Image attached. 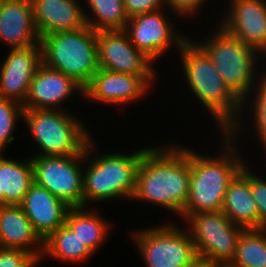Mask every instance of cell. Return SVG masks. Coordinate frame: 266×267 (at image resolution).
<instances>
[{
	"instance_id": "cell-1",
	"label": "cell",
	"mask_w": 266,
	"mask_h": 267,
	"mask_svg": "<svg viewBox=\"0 0 266 267\" xmlns=\"http://www.w3.org/2000/svg\"><path fill=\"white\" fill-rule=\"evenodd\" d=\"M190 175V148L170 143L148 147L137 170L132 200L149 202L183 217Z\"/></svg>"
},
{
	"instance_id": "cell-2",
	"label": "cell",
	"mask_w": 266,
	"mask_h": 267,
	"mask_svg": "<svg viewBox=\"0 0 266 267\" xmlns=\"http://www.w3.org/2000/svg\"><path fill=\"white\" fill-rule=\"evenodd\" d=\"M178 52L188 88L213 116L220 135L237 136L242 130L243 102L225 84L210 57L194 40L188 38Z\"/></svg>"
},
{
	"instance_id": "cell-3",
	"label": "cell",
	"mask_w": 266,
	"mask_h": 267,
	"mask_svg": "<svg viewBox=\"0 0 266 267\" xmlns=\"http://www.w3.org/2000/svg\"><path fill=\"white\" fill-rule=\"evenodd\" d=\"M221 136L223 151L217 156L203 155L190 149L191 175L184 220L190 214L220 211L227 187L246 165L241 154H238L236 137L228 133Z\"/></svg>"
},
{
	"instance_id": "cell-4",
	"label": "cell",
	"mask_w": 266,
	"mask_h": 267,
	"mask_svg": "<svg viewBox=\"0 0 266 267\" xmlns=\"http://www.w3.org/2000/svg\"><path fill=\"white\" fill-rule=\"evenodd\" d=\"M94 141L91 138L85 147L84 165L87 162V168L83 169L84 206L88 207L90 202H109L120 197L132 201L137 170L147 148H140L132 154L110 152L94 156Z\"/></svg>"
},
{
	"instance_id": "cell-5",
	"label": "cell",
	"mask_w": 266,
	"mask_h": 267,
	"mask_svg": "<svg viewBox=\"0 0 266 267\" xmlns=\"http://www.w3.org/2000/svg\"><path fill=\"white\" fill-rule=\"evenodd\" d=\"M217 27L212 36L209 35L204 42H195L210 57L225 84L243 102L244 112L246 109L249 110L245 108L249 105L247 99L258 83V77L266 73V70H263V74L257 75L256 63L259 64L257 61L262 56H258L259 52L256 49L227 32L222 26Z\"/></svg>"
},
{
	"instance_id": "cell-6",
	"label": "cell",
	"mask_w": 266,
	"mask_h": 267,
	"mask_svg": "<svg viewBox=\"0 0 266 267\" xmlns=\"http://www.w3.org/2000/svg\"><path fill=\"white\" fill-rule=\"evenodd\" d=\"M40 45L42 63L73 78L83 88L100 69L97 32L88 26L49 33L40 38Z\"/></svg>"
},
{
	"instance_id": "cell-7",
	"label": "cell",
	"mask_w": 266,
	"mask_h": 267,
	"mask_svg": "<svg viewBox=\"0 0 266 267\" xmlns=\"http://www.w3.org/2000/svg\"><path fill=\"white\" fill-rule=\"evenodd\" d=\"M41 149L32 156H67L81 154L93 137L88 125L69 111L58 109H23V119ZM40 152V153H39Z\"/></svg>"
},
{
	"instance_id": "cell-8",
	"label": "cell",
	"mask_w": 266,
	"mask_h": 267,
	"mask_svg": "<svg viewBox=\"0 0 266 267\" xmlns=\"http://www.w3.org/2000/svg\"><path fill=\"white\" fill-rule=\"evenodd\" d=\"M136 231L132 233V240L146 267H184L198 256L189 231L176 224L166 223Z\"/></svg>"
},
{
	"instance_id": "cell-9",
	"label": "cell",
	"mask_w": 266,
	"mask_h": 267,
	"mask_svg": "<svg viewBox=\"0 0 266 267\" xmlns=\"http://www.w3.org/2000/svg\"><path fill=\"white\" fill-rule=\"evenodd\" d=\"M184 221L189 222L188 231L198 256L216 265L232 261L243 227L230 221L222 210L190 214Z\"/></svg>"
},
{
	"instance_id": "cell-10",
	"label": "cell",
	"mask_w": 266,
	"mask_h": 267,
	"mask_svg": "<svg viewBox=\"0 0 266 267\" xmlns=\"http://www.w3.org/2000/svg\"><path fill=\"white\" fill-rule=\"evenodd\" d=\"M34 182L48 189L70 207L84 206L83 167L85 150L67 156H31ZM81 164V165H80Z\"/></svg>"
},
{
	"instance_id": "cell-11",
	"label": "cell",
	"mask_w": 266,
	"mask_h": 267,
	"mask_svg": "<svg viewBox=\"0 0 266 267\" xmlns=\"http://www.w3.org/2000/svg\"><path fill=\"white\" fill-rule=\"evenodd\" d=\"M164 11L160 9L133 16L127 21L124 30L131 43L153 62L173 46L179 50L188 39L176 31Z\"/></svg>"
},
{
	"instance_id": "cell-12",
	"label": "cell",
	"mask_w": 266,
	"mask_h": 267,
	"mask_svg": "<svg viewBox=\"0 0 266 267\" xmlns=\"http://www.w3.org/2000/svg\"><path fill=\"white\" fill-rule=\"evenodd\" d=\"M99 68L134 76H156L154 62L130 41L124 30L98 31Z\"/></svg>"
},
{
	"instance_id": "cell-13",
	"label": "cell",
	"mask_w": 266,
	"mask_h": 267,
	"mask_svg": "<svg viewBox=\"0 0 266 267\" xmlns=\"http://www.w3.org/2000/svg\"><path fill=\"white\" fill-rule=\"evenodd\" d=\"M157 76H134L100 68L84 88L85 99L108 105H124L147 95Z\"/></svg>"
},
{
	"instance_id": "cell-14",
	"label": "cell",
	"mask_w": 266,
	"mask_h": 267,
	"mask_svg": "<svg viewBox=\"0 0 266 267\" xmlns=\"http://www.w3.org/2000/svg\"><path fill=\"white\" fill-rule=\"evenodd\" d=\"M42 64L41 45L10 48L0 66V97L23 105L32 78Z\"/></svg>"
},
{
	"instance_id": "cell-15",
	"label": "cell",
	"mask_w": 266,
	"mask_h": 267,
	"mask_svg": "<svg viewBox=\"0 0 266 267\" xmlns=\"http://www.w3.org/2000/svg\"><path fill=\"white\" fill-rule=\"evenodd\" d=\"M220 21L227 32L266 54V0H230Z\"/></svg>"
},
{
	"instance_id": "cell-16",
	"label": "cell",
	"mask_w": 266,
	"mask_h": 267,
	"mask_svg": "<svg viewBox=\"0 0 266 267\" xmlns=\"http://www.w3.org/2000/svg\"><path fill=\"white\" fill-rule=\"evenodd\" d=\"M75 92L84 96V88L73 78L42 63L31 80L22 106L26 109L62 110L61 103L71 98Z\"/></svg>"
},
{
	"instance_id": "cell-17",
	"label": "cell",
	"mask_w": 266,
	"mask_h": 267,
	"mask_svg": "<svg viewBox=\"0 0 266 267\" xmlns=\"http://www.w3.org/2000/svg\"><path fill=\"white\" fill-rule=\"evenodd\" d=\"M20 205L34 230L43 240L65 224L70 209L64 201L35 182L30 186Z\"/></svg>"
},
{
	"instance_id": "cell-18",
	"label": "cell",
	"mask_w": 266,
	"mask_h": 267,
	"mask_svg": "<svg viewBox=\"0 0 266 267\" xmlns=\"http://www.w3.org/2000/svg\"><path fill=\"white\" fill-rule=\"evenodd\" d=\"M0 41L10 48L40 44L31 0H5L0 9Z\"/></svg>"
},
{
	"instance_id": "cell-19",
	"label": "cell",
	"mask_w": 266,
	"mask_h": 267,
	"mask_svg": "<svg viewBox=\"0 0 266 267\" xmlns=\"http://www.w3.org/2000/svg\"><path fill=\"white\" fill-rule=\"evenodd\" d=\"M31 1L40 38L49 33L75 31L87 26L85 11L78 0Z\"/></svg>"
},
{
	"instance_id": "cell-20",
	"label": "cell",
	"mask_w": 266,
	"mask_h": 267,
	"mask_svg": "<svg viewBox=\"0 0 266 267\" xmlns=\"http://www.w3.org/2000/svg\"><path fill=\"white\" fill-rule=\"evenodd\" d=\"M0 248L25 250L41 261L44 240L34 230L21 205L0 207Z\"/></svg>"
},
{
	"instance_id": "cell-21",
	"label": "cell",
	"mask_w": 266,
	"mask_h": 267,
	"mask_svg": "<svg viewBox=\"0 0 266 267\" xmlns=\"http://www.w3.org/2000/svg\"><path fill=\"white\" fill-rule=\"evenodd\" d=\"M221 210L236 225L259 229L258 209L250 189L249 166L245 165L230 182Z\"/></svg>"
},
{
	"instance_id": "cell-22",
	"label": "cell",
	"mask_w": 266,
	"mask_h": 267,
	"mask_svg": "<svg viewBox=\"0 0 266 267\" xmlns=\"http://www.w3.org/2000/svg\"><path fill=\"white\" fill-rule=\"evenodd\" d=\"M33 183L31 158L15 161L0 153V195L5 204L20 205Z\"/></svg>"
},
{
	"instance_id": "cell-23",
	"label": "cell",
	"mask_w": 266,
	"mask_h": 267,
	"mask_svg": "<svg viewBox=\"0 0 266 267\" xmlns=\"http://www.w3.org/2000/svg\"><path fill=\"white\" fill-rule=\"evenodd\" d=\"M86 208L88 207H70L65 224L95 253L103 241H106L110 223L98 215L96 210L93 212Z\"/></svg>"
},
{
	"instance_id": "cell-24",
	"label": "cell",
	"mask_w": 266,
	"mask_h": 267,
	"mask_svg": "<svg viewBox=\"0 0 266 267\" xmlns=\"http://www.w3.org/2000/svg\"><path fill=\"white\" fill-rule=\"evenodd\" d=\"M94 253L84 244L78 236L63 224L44 240L42 258L50 256L58 261L83 263Z\"/></svg>"
},
{
	"instance_id": "cell-25",
	"label": "cell",
	"mask_w": 266,
	"mask_h": 267,
	"mask_svg": "<svg viewBox=\"0 0 266 267\" xmlns=\"http://www.w3.org/2000/svg\"><path fill=\"white\" fill-rule=\"evenodd\" d=\"M90 14H85L87 26L98 31L125 30L129 17L123 0H86ZM94 17V18H93Z\"/></svg>"
},
{
	"instance_id": "cell-26",
	"label": "cell",
	"mask_w": 266,
	"mask_h": 267,
	"mask_svg": "<svg viewBox=\"0 0 266 267\" xmlns=\"http://www.w3.org/2000/svg\"><path fill=\"white\" fill-rule=\"evenodd\" d=\"M231 267H266V232L263 229H244Z\"/></svg>"
},
{
	"instance_id": "cell-27",
	"label": "cell",
	"mask_w": 266,
	"mask_h": 267,
	"mask_svg": "<svg viewBox=\"0 0 266 267\" xmlns=\"http://www.w3.org/2000/svg\"><path fill=\"white\" fill-rule=\"evenodd\" d=\"M23 109L20 103L0 97V153L15 140L13 132L17 120L23 119Z\"/></svg>"
},
{
	"instance_id": "cell-28",
	"label": "cell",
	"mask_w": 266,
	"mask_h": 267,
	"mask_svg": "<svg viewBox=\"0 0 266 267\" xmlns=\"http://www.w3.org/2000/svg\"><path fill=\"white\" fill-rule=\"evenodd\" d=\"M259 80L260 81H258L255 88L253 89L254 93L251 92L248 97L250 98V95L252 94L251 98L253 97L254 99H250L249 102L250 106L252 107H250V110L252 109L253 111V113H251L250 115L253 114L251 119L254 120L252 122L254 123L253 128L256 130L258 136L257 139H259L261 143H263L266 140V73L261 76Z\"/></svg>"
},
{
	"instance_id": "cell-29",
	"label": "cell",
	"mask_w": 266,
	"mask_h": 267,
	"mask_svg": "<svg viewBox=\"0 0 266 267\" xmlns=\"http://www.w3.org/2000/svg\"><path fill=\"white\" fill-rule=\"evenodd\" d=\"M40 260L21 249L0 248V267H37Z\"/></svg>"
},
{
	"instance_id": "cell-30",
	"label": "cell",
	"mask_w": 266,
	"mask_h": 267,
	"mask_svg": "<svg viewBox=\"0 0 266 267\" xmlns=\"http://www.w3.org/2000/svg\"><path fill=\"white\" fill-rule=\"evenodd\" d=\"M251 171L250 189L258 209L259 229H266V181Z\"/></svg>"
},
{
	"instance_id": "cell-31",
	"label": "cell",
	"mask_w": 266,
	"mask_h": 267,
	"mask_svg": "<svg viewBox=\"0 0 266 267\" xmlns=\"http://www.w3.org/2000/svg\"><path fill=\"white\" fill-rule=\"evenodd\" d=\"M129 18L147 12L164 9L167 0H123ZM165 4V5H164Z\"/></svg>"
},
{
	"instance_id": "cell-32",
	"label": "cell",
	"mask_w": 266,
	"mask_h": 267,
	"mask_svg": "<svg viewBox=\"0 0 266 267\" xmlns=\"http://www.w3.org/2000/svg\"><path fill=\"white\" fill-rule=\"evenodd\" d=\"M208 0H167L168 9L177 16H181V19L188 16L191 17L194 14H197L198 10L202 8V6Z\"/></svg>"
},
{
	"instance_id": "cell-33",
	"label": "cell",
	"mask_w": 266,
	"mask_h": 267,
	"mask_svg": "<svg viewBox=\"0 0 266 267\" xmlns=\"http://www.w3.org/2000/svg\"><path fill=\"white\" fill-rule=\"evenodd\" d=\"M216 264L210 262L202 256H197L193 261L186 264L184 267H215Z\"/></svg>"
},
{
	"instance_id": "cell-34",
	"label": "cell",
	"mask_w": 266,
	"mask_h": 267,
	"mask_svg": "<svg viewBox=\"0 0 266 267\" xmlns=\"http://www.w3.org/2000/svg\"><path fill=\"white\" fill-rule=\"evenodd\" d=\"M3 205H6L2 199V196L0 195V207L3 206Z\"/></svg>"
},
{
	"instance_id": "cell-35",
	"label": "cell",
	"mask_w": 266,
	"mask_h": 267,
	"mask_svg": "<svg viewBox=\"0 0 266 267\" xmlns=\"http://www.w3.org/2000/svg\"><path fill=\"white\" fill-rule=\"evenodd\" d=\"M263 146V149H264V151H266V140L263 142V144H262ZM266 153V152H265Z\"/></svg>"
},
{
	"instance_id": "cell-36",
	"label": "cell",
	"mask_w": 266,
	"mask_h": 267,
	"mask_svg": "<svg viewBox=\"0 0 266 267\" xmlns=\"http://www.w3.org/2000/svg\"><path fill=\"white\" fill-rule=\"evenodd\" d=\"M215 267H231V266H229L228 264H226V265H216Z\"/></svg>"
},
{
	"instance_id": "cell-37",
	"label": "cell",
	"mask_w": 266,
	"mask_h": 267,
	"mask_svg": "<svg viewBox=\"0 0 266 267\" xmlns=\"http://www.w3.org/2000/svg\"><path fill=\"white\" fill-rule=\"evenodd\" d=\"M5 0H0V9L2 8V5L4 3Z\"/></svg>"
}]
</instances>
